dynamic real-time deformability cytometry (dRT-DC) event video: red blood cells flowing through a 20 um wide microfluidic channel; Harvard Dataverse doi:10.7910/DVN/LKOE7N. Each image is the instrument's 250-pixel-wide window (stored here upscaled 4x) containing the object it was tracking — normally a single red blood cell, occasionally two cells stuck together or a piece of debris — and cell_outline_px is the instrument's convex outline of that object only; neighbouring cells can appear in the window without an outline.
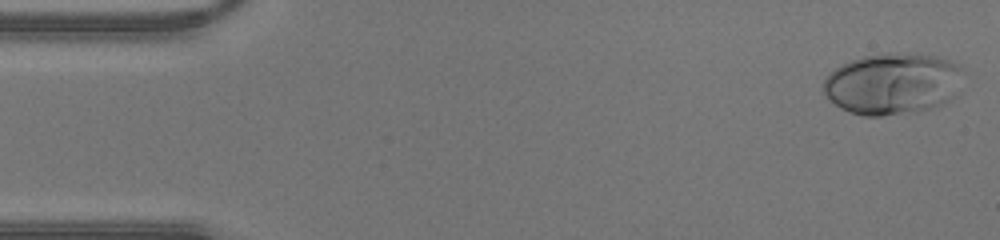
{"species": "human", "species_latin": "Homo sapiens", "temperature_condition": "warm", "stored_images_in_passage": 42, "camera_frame_rate_fps": 3000, "um_per_image_px": 0.085, "donor": {"sex": "male"}, "frame": {"image": 1, "passage_image": 1, "time_ms": 0.0, "image_size_px": [1000, 240], "cell_outline_px": [[960, 68], [952, 96], [948, 100], [940, 104], [920, 112], [880, 116], [864, 116], [840, 108], [824, 92], [824, 80], [836, 68], [852, 60], [864, 56], [888, 52], [896, 52], [936, 56], [960, 64]], "centroid_in_image_um": [75.83, 7.11], "position_along_channel_um": 9.2, "area_um2": 49.19}}
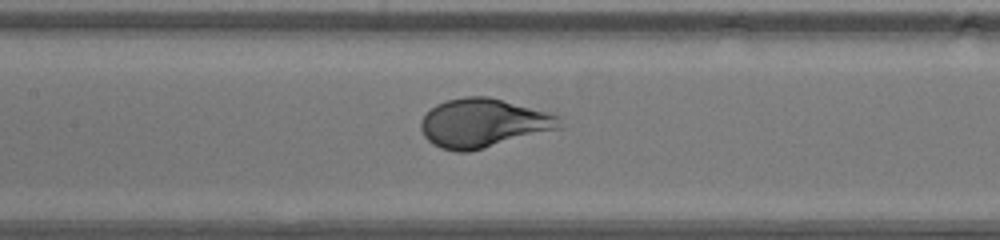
{"frame": {"image": 2, "passage_image": 19, "time_ms": 6.0, "image_size_px": [1000, 240], "cell_outline_px": [[564, 128], [468, 152], [456, 152], [440, 148], [432, 144], [424, 136], [420, 128], [420, 120], [436, 104], [448, 100], [464, 96], [488, 96], [564, 116]], "centroid_in_image_um": [41.15, 10.47], "position_along_channel_um": 166.3, "area_um2": 40.0}}
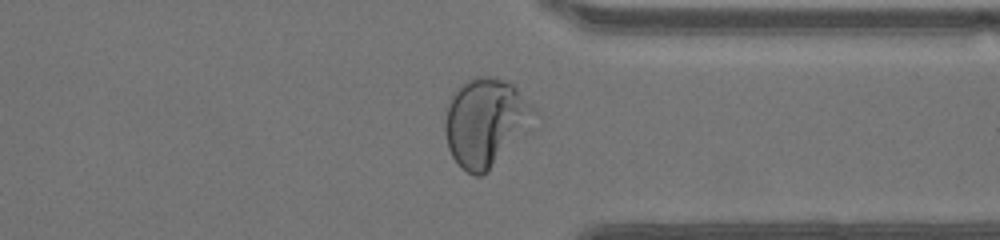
{"frame": {"image": 3, "passage_image": 32, "time_ms": 10.333, "image_size_px": [1000, 240], "cell_outline_px": [[540, 128], [488, 172], [480, 176], [476, 176], [468, 172], [452, 156], [448, 148], [444, 128], [444, 120], [448, 104], [456, 88], [460, 84], [476, 76], [492, 76], [512, 84], [540, 112]], "centroid_in_image_um": [41.45, 10.44], "position_along_channel_um": 370.0, "area_um2": 48.21}}